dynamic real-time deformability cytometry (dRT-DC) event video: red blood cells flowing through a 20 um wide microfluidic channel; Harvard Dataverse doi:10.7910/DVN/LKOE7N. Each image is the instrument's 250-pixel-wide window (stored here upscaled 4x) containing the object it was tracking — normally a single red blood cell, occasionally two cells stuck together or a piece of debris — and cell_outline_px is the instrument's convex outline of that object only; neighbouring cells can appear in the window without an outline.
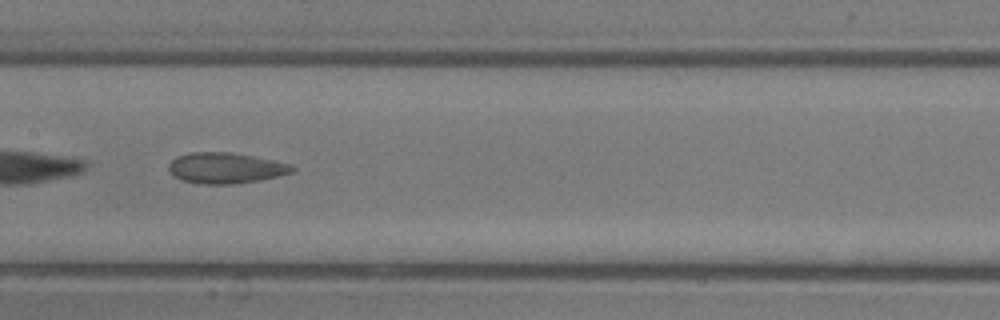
{"species": "common noctule bat (a hibernating species)", "species_latin": "Nyctalus noctula", "temperature_condition": "room temperature", "stored_images_in_passage": 28, "camera_frame_rate_fps": 3000, "um_per_image_px": 0.085, "animal": {"sex": "male", "body_mass_g": 13.3}, "frame": {"image": 1, "passage_image": 19, "time_ms": 6.0, "image_size_px": [1000, 320], "cell_outline_px": [[296, 168], [292, 172], [260, 180], [232, 184], [204, 184], [180, 180], [168, 168], [168, 164], [176, 156], [188, 152], [232, 152], [292, 164]], "centroid_in_image_um": [19.16, 14.27], "position_along_channel_um": 188.2, "area_um2": 22.08}}
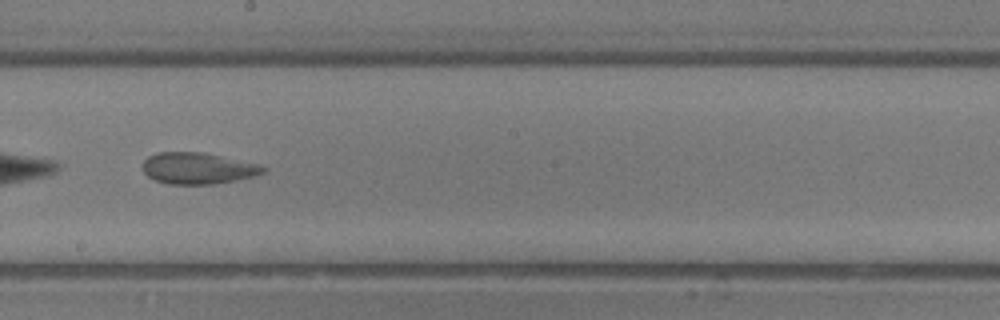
{"frame": {"image": 2, "passage_image": 22, "time_ms": 7.0, "image_size_px": [1000, 320], "cell_outline_px": [[268, 168], [264, 172], [252, 176], [212, 184], [168, 184], [156, 180], [148, 176], [144, 172], [144, 160], [148, 156], [156, 152], [204, 152], [260, 164]], "centroid_in_image_um": [16.81, 14.29], "position_along_channel_um": 231.4, "area_um2": 21.91}}